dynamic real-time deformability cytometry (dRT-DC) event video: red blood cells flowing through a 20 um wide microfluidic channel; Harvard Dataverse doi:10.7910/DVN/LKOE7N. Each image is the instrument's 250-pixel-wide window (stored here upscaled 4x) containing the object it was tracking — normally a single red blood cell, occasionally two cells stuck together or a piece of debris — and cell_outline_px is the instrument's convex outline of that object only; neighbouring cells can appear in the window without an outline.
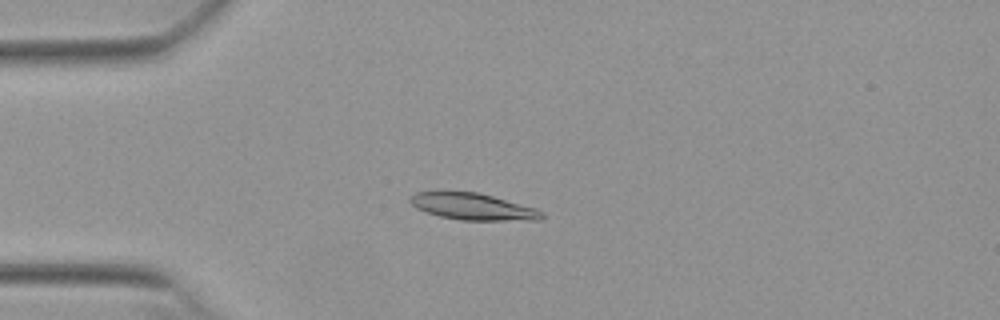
{"species": "Egyptian fruit bat (a non-hibernating species)", "species_latin": "Rousettus aegyptiacus", "temperature_condition": "warm", "stored_images_in_passage": 53, "camera_frame_rate_fps": 3000, "um_per_image_px": 0.085, "animal": {"sex": "female"}, "frame": {"image": 1, "passage_image": 14, "time_ms": 4.333, "image_size_px": [1000, 320], "cell_outline_px": [[544, 216], [540, 220], [460, 220], [440, 216], [416, 208], [408, 200], [416, 192], [476, 192], [492, 196], [536, 208], [544, 212]], "centroid_in_image_um": [40.23, 17.57], "position_along_channel_um": 44.8, "area_um2": 20.17}}
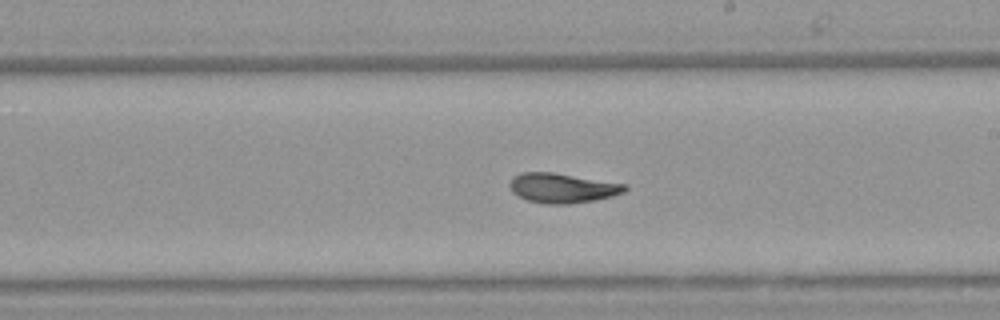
{"frame": {"image": 2, "passage_image": 31, "time_ms": 10.0, "image_size_px": [1000, 320], "cell_outline_px": [[628, 188], [624, 192], [612, 196], [596, 200], [568, 204], [544, 204], [528, 200], [512, 192], [508, 184], [512, 176], [520, 172], [552, 172], [628, 184]], "centroid_in_image_um": [47.8, 15.97], "position_along_channel_um": 241.2, "area_um2": 20.11}}
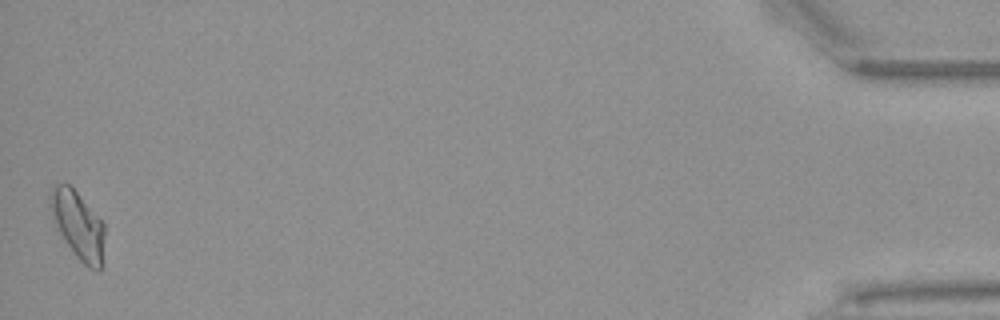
{"frame": {"image": 3, "passage_image": 53, "time_ms": 17.333, "image_size_px": [1000, 320], "cell_outline_px": [[104, 236], [100, 272], [96, 272], [88, 268], [76, 256], [56, 228], [48, 208], [48, 192], [52, 184], [68, 184], [76, 192], [104, 224]], "centroid_in_image_um": [6.57, 19.11], "position_along_channel_um": 428.6, "area_um2": 21.44}, "authors_computed_cell_mechanics": {"area_um2": 20.0566, "velocity_mm_per_s": 3.8315, "shape_relaxation_time_tau1_ms": 9.7521, "shape_relaxation_time_tau2_ms": 2.6359, "deformation_change_tau1": 0.2239, "deformation_change_tau2": 0.0678}}